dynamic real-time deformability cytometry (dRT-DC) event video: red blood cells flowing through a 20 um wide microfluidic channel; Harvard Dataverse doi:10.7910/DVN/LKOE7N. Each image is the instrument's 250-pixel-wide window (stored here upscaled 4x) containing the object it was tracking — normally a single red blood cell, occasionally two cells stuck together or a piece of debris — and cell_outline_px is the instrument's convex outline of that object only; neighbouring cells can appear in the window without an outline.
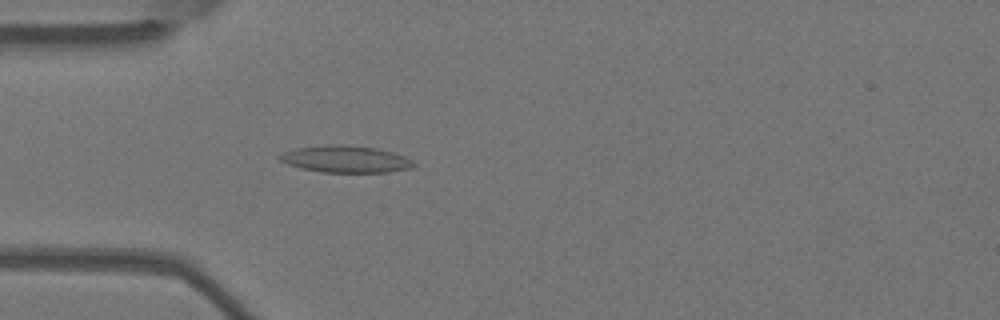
{"species": "Egyptian fruit bat (a non-hibernating species)", "species_latin": "Rousettus aegyptiacus", "temperature_condition": "warm", "stored_images_in_passage": 3, "camera_frame_rate_fps": 3000, "um_per_image_px": 0.085, "animal": {"sex": "female"}, "frame": {"image": 1, "passage_image": 3, "time_ms": 0.667, "image_size_px": [1000, 320], "cell_outline_px": [[416, 164], [412, 168], [388, 172], [324, 172], [300, 168], [288, 164], [280, 160], [276, 156], [284, 152], [296, 148], [324, 144], [344, 144], [376, 148], [392, 152], [404, 156], [412, 160]], "centroid_in_image_um": [29.37, 13.51], "position_along_channel_um": 55.6, "area_um2": 21.1}}